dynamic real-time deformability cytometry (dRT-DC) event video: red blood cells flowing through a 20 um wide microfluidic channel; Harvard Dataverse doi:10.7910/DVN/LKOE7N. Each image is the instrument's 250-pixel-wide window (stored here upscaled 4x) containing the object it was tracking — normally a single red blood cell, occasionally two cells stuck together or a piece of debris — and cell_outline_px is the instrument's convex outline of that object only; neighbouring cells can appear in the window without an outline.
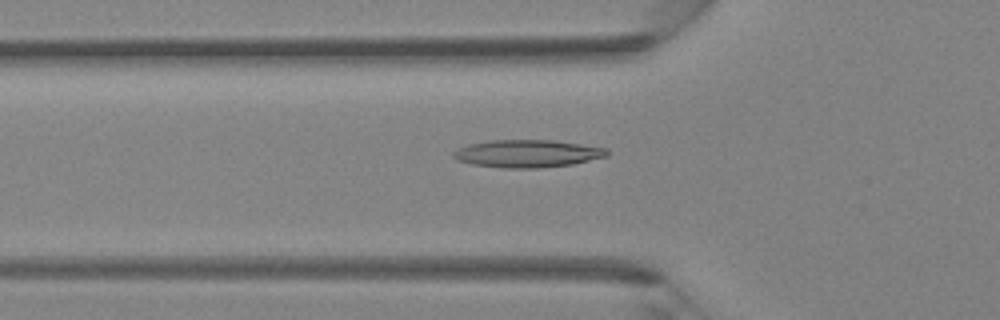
{"species": "Egyptian fruit bat (a non-hibernating species)", "species_latin": "Rousettus aegyptiacus", "temperature_condition": "room temperature", "stored_images_in_passage": 38, "camera_frame_rate_fps": 3000, "um_per_image_px": 0.085, "animal": {"sex": "female"}, "frame": {"image": 1, "passage_image": 11, "time_ms": 3.333, "image_size_px": [1000, 320], "cell_outline_px": [[608, 156], [572, 164], [536, 168], [504, 168], [472, 164], [456, 160], [452, 156], [452, 152], [456, 148], [468, 144], [492, 140], [552, 140], [608, 148]], "centroid_in_image_um": [44.79, 13.05], "position_along_channel_um": 81.0, "area_um2": 24.74}}
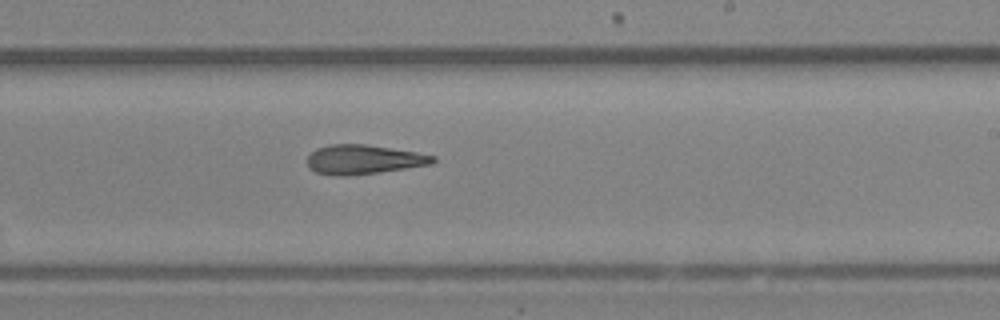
{"frame": {"image": 2, "passage_image": 22, "time_ms": 7.0, "image_size_px": [1000, 320], "cell_outline_px": [[436, 160], [432, 164], [348, 176], [340, 176], [316, 172], [308, 168], [308, 156], [316, 148], [328, 144], [364, 144], [416, 152], [436, 156]], "centroid_in_image_um": [30.88, 13.55], "position_along_channel_um": 258.1, "area_um2": 21.27}}
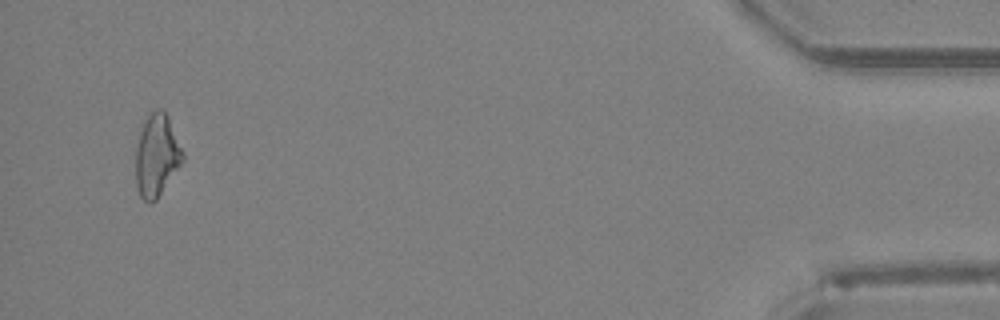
{"frame": {"image": 3, "passage_image": 37, "time_ms": 12.0, "image_size_px": [1000, 320], "cell_outline_px": [[184, 160], [156, 200], [148, 204], [140, 196], [136, 184], [136, 148], [140, 132], [144, 120], [156, 108], [164, 108], [168, 116], [184, 156]], "centroid_in_image_um": [13.31, 13.21], "position_along_channel_um": 421.9, "area_um2": 22.37}}